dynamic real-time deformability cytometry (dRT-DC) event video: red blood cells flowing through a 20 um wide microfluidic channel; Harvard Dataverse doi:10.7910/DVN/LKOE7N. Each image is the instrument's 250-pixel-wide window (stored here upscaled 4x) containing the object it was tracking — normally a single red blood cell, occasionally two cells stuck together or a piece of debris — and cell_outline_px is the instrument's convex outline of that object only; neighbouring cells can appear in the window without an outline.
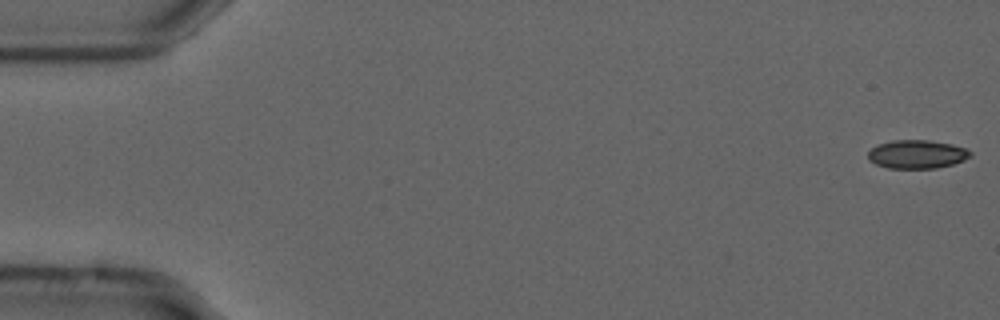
{"species": "common noctule bat (a hibernating species)", "species_latin": "Nyctalus noctula", "temperature_condition": "cold", "stored_images_in_passage": 55, "camera_frame_rate_fps": 3000, "um_per_image_px": 0.085, "animal": {"sex": "male", "forearm_length_mm": 52.5}, "frame": {"image": 1, "passage_image": 1, "time_ms": 0.0, "image_size_px": [1000, 320], "cell_outline_px": [[972, 156], [964, 160], [952, 164], [936, 168], [888, 168], [876, 164], [868, 160], [868, 152], [876, 144], [892, 140], [928, 140], [952, 144], [968, 148], [972, 152]], "centroid_in_image_um": [77.95, 13.1], "position_along_channel_um": 7.0, "area_um2": 17.17}}
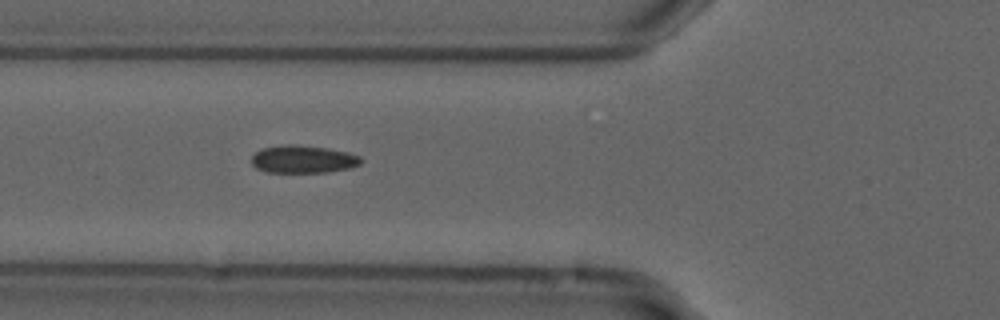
{"frame": {"image": 2, "passage_image": 20, "time_ms": 6.333, "image_size_px": [1000, 320], "cell_outline_px": [[364, 160], [360, 164], [348, 168], [328, 172], [268, 172], [256, 168], [252, 164], [252, 156], [260, 148], [284, 144], [296, 144], [328, 148], [348, 152], [360, 156]], "centroid_in_image_um": [25.76, 13.52], "position_along_channel_um": 100.0, "area_um2": 17.8}}
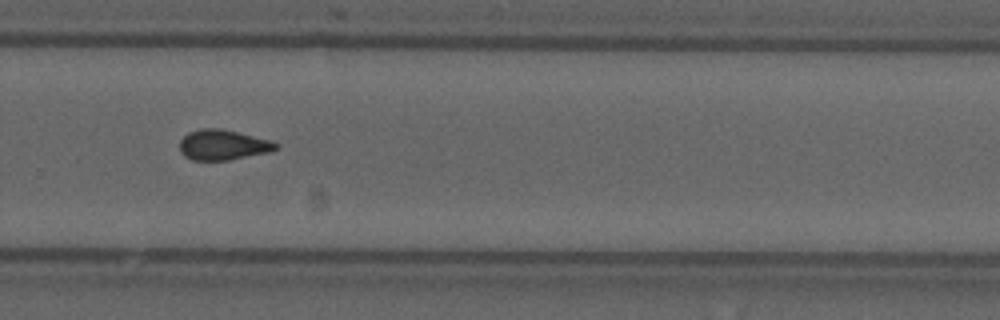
{"frame": {"image": 3, "passage_image": 37, "time_ms": 12.0, "image_size_px": [1000, 320], "cell_outline_px": [[280, 148], [272, 152], [228, 160], [192, 160], [184, 156], [180, 152], [180, 140], [188, 132], [200, 128], [220, 128], [272, 140], [280, 144]], "centroid_in_image_um": [18.99, 12.31], "position_along_channel_um": 310.8, "area_um2": 17.28}, "authors_computed_cell_mechanics": {"area_um2": 17.1088, "velocity_mm_per_s": 3.7255, "shape_relaxation_time_tau1_ms": null, "shape_relaxation_time_tau2_ms": 2.8476, "deformation_change_tau1": null, "deformation_change_tau2": 0.0856}}